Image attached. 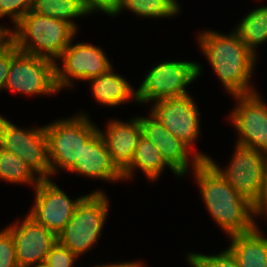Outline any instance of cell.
<instances>
[{
  "label": "cell",
  "mask_w": 267,
  "mask_h": 267,
  "mask_svg": "<svg viewBox=\"0 0 267 267\" xmlns=\"http://www.w3.org/2000/svg\"><path fill=\"white\" fill-rule=\"evenodd\" d=\"M205 154L195 153L193 169L203 200L217 224L230 236L253 231L257 226L253 204L241 196L207 161Z\"/></svg>",
  "instance_id": "cell-1"
},
{
  "label": "cell",
  "mask_w": 267,
  "mask_h": 267,
  "mask_svg": "<svg viewBox=\"0 0 267 267\" xmlns=\"http://www.w3.org/2000/svg\"><path fill=\"white\" fill-rule=\"evenodd\" d=\"M199 38L201 49L230 94L255 93L248 83L256 55L235 31L228 36L207 31Z\"/></svg>",
  "instance_id": "cell-2"
},
{
  "label": "cell",
  "mask_w": 267,
  "mask_h": 267,
  "mask_svg": "<svg viewBox=\"0 0 267 267\" xmlns=\"http://www.w3.org/2000/svg\"><path fill=\"white\" fill-rule=\"evenodd\" d=\"M16 28V31L7 35L19 51L53 61L61 56L76 32L68 22L32 11L20 20Z\"/></svg>",
  "instance_id": "cell-3"
},
{
  "label": "cell",
  "mask_w": 267,
  "mask_h": 267,
  "mask_svg": "<svg viewBox=\"0 0 267 267\" xmlns=\"http://www.w3.org/2000/svg\"><path fill=\"white\" fill-rule=\"evenodd\" d=\"M108 200L103 192L84 196L77 204L71 220L57 235V241L78 256L98 240L108 212Z\"/></svg>",
  "instance_id": "cell-4"
},
{
  "label": "cell",
  "mask_w": 267,
  "mask_h": 267,
  "mask_svg": "<svg viewBox=\"0 0 267 267\" xmlns=\"http://www.w3.org/2000/svg\"><path fill=\"white\" fill-rule=\"evenodd\" d=\"M45 130L48 138L51 175H54L58 169L56 167L68 170L76 160H79L82 147L98 128L87 116L80 115L72 119L56 121L45 126Z\"/></svg>",
  "instance_id": "cell-5"
},
{
  "label": "cell",
  "mask_w": 267,
  "mask_h": 267,
  "mask_svg": "<svg viewBox=\"0 0 267 267\" xmlns=\"http://www.w3.org/2000/svg\"><path fill=\"white\" fill-rule=\"evenodd\" d=\"M56 63L45 57L19 51L12 40V61L6 87L25 94L56 93Z\"/></svg>",
  "instance_id": "cell-6"
},
{
  "label": "cell",
  "mask_w": 267,
  "mask_h": 267,
  "mask_svg": "<svg viewBox=\"0 0 267 267\" xmlns=\"http://www.w3.org/2000/svg\"><path fill=\"white\" fill-rule=\"evenodd\" d=\"M0 148L24 160L39 178L49 179L51 168L45 126L24 131L0 116Z\"/></svg>",
  "instance_id": "cell-7"
},
{
  "label": "cell",
  "mask_w": 267,
  "mask_h": 267,
  "mask_svg": "<svg viewBox=\"0 0 267 267\" xmlns=\"http://www.w3.org/2000/svg\"><path fill=\"white\" fill-rule=\"evenodd\" d=\"M201 67L192 62H164L146 75L137 89L136 101L149 102L188 94L185 87L200 75Z\"/></svg>",
  "instance_id": "cell-8"
},
{
  "label": "cell",
  "mask_w": 267,
  "mask_h": 267,
  "mask_svg": "<svg viewBox=\"0 0 267 267\" xmlns=\"http://www.w3.org/2000/svg\"><path fill=\"white\" fill-rule=\"evenodd\" d=\"M236 145L232 162L225 171L219 169L212 159L207 161L241 196L253 203L258 197L267 169V153Z\"/></svg>",
  "instance_id": "cell-9"
},
{
  "label": "cell",
  "mask_w": 267,
  "mask_h": 267,
  "mask_svg": "<svg viewBox=\"0 0 267 267\" xmlns=\"http://www.w3.org/2000/svg\"><path fill=\"white\" fill-rule=\"evenodd\" d=\"M35 187V205L28 215L58 235L71 220L77 204L84 196L72 201L49 179H41Z\"/></svg>",
  "instance_id": "cell-10"
},
{
  "label": "cell",
  "mask_w": 267,
  "mask_h": 267,
  "mask_svg": "<svg viewBox=\"0 0 267 267\" xmlns=\"http://www.w3.org/2000/svg\"><path fill=\"white\" fill-rule=\"evenodd\" d=\"M59 58L63 60V69L56 65V84L60 90L72 86L70 77L89 80L106 73L111 68L101 48L79 43L71 46V42Z\"/></svg>",
  "instance_id": "cell-11"
},
{
  "label": "cell",
  "mask_w": 267,
  "mask_h": 267,
  "mask_svg": "<svg viewBox=\"0 0 267 267\" xmlns=\"http://www.w3.org/2000/svg\"><path fill=\"white\" fill-rule=\"evenodd\" d=\"M234 97L240 102L231 114L240 133L237 144L267 153V105L256 92Z\"/></svg>",
  "instance_id": "cell-12"
},
{
  "label": "cell",
  "mask_w": 267,
  "mask_h": 267,
  "mask_svg": "<svg viewBox=\"0 0 267 267\" xmlns=\"http://www.w3.org/2000/svg\"><path fill=\"white\" fill-rule=\"evenodd\" d=\"M151 114L188 147L199 134L198 109L189 94L155 101Z\"/></svg>",
  "instance_id": "cell-13"
},
{
  "label": "cell",
  "mask_w": 267,
  "mask_h": 267,
  "mask_svg": "<svg viewBox=\"0 0 267 267\" xmlns=\"http://www.w3.org/2000/svg\"><path fill=\"white\" fill-rule=\"evenodd\" d=\"M12 235L19 267L44 264L46 256L57 242V235L29 215L21 225L6 228Z\"/></svg>",
  "instance_id": "cell-14"
},
{
  "label": "cell",
  "mask_w": 267,
  "mask_h": 267,
  "mask_svg": "<svg viewBox=\"0 0 267 267\" xmlns=\"http://www.w3.org/2000/svg\"><path fill=\"white\" fill-rule=\"evenodd\" d=\"M68 171L109 181L123 179L122 172L111 159L99 129L86 141L79 160H76Z\"/></svg>",
  "instance_id": "cell-15"
},
{
  "label": "cell",
  "mask_w": 267,
  "mask_h": 267,
  "mask_svg": "<svg viewBox=\"0 0 267 267\" xmlns=\"http://www.w3.org/2000/svg\"><path fill=\"white\" fill-rule=\"evenodd\" d=\"M151 116L139 117L142 136L157 147L175 175H184L188 168L189 147L172 135L155 116Z\"/></svg>",
  "instance_id": "cell-16"
},
{
  "label": "cell",
  "mask_w": 267,
  "mask_h": 267,
  "mask_svg": "<svg viewBox=\"0 0 267 267\" xmlns=\"http://www.w3.org/2000/svg\"><path fill=\"white\" fill-rule=\"evenodd\" d=\"M113 163L122 172L132 161L139 138L142 136L139 118L129 123L111 121L106 134L101 131Z\"/></svg>",
  "instance_id": "cell-17"
},
{
  "label": "cell",
  "mask_w": 267,
  "mask_h": 267,
  "mask_svg": "<svg viewBox=\"0 0 267 267\" xmlns=\"http://www.w3.org/2000/svg\"><path fill=\"white\" fill-rule=\"evenodd\" d=\"M256 227L244 234L232 235L229 250L236 257L239 267H267V238Z\"/></svg>",
  "instance_id": "cell-18"
},
{
  "label": "cell",
  "mask_w": 267,
  "mask_h": 267,
  "mask_svg": "<svg viewBox=\"0 0 267 267\" xmlns=\"http://www.w3.org/2000/svg\"><path fill=\"white\" fill-rule=\"evenodd\" d=\"M89 80L92 82L94 97L104 105L116 106L130 98H136V92H133L126 79L113 73L111 68Z\"/></svg>",
  "instance_id": "cell-19"
},
{
  "label": "cell",
  "mask_w": 267,
  "mask_h": 267,
  "mask_svg": "<svg viewBox=\"0 0 267 267\" xmlns=\"http://www.w3.org/2000/svg\"><path fill=\"white\" fill-rule=\"evenodd\" d=\"M170 167L157 147L144 136L139 138L131 163L122 171L123 178L131 176L133 169L140 168L150 180L160 176L164 167Z\"/></svg>",
  "instance_id": "cell-20"
},
{
  "label": "cell",
  "mask_w": 267,
  "mask_h": 267,
  "mask_svg": "<svg viewBox=\"0 0 267 267\" xmlns=\"http://www.w3.org/2000/svg\"><path fill=\"white\" fill-rule=\"evenodd\" d=\"M235 32L255 54L256 46L267 40V6L257 8L247 14Z\"/></svg>",
  "instance_id": "cell-21"
},
{
  "label": "cell",
  "mask_w": 267,
  "mask_h": 267,
  "mask_svg": "<svg viewBox=\"0 0 267 267\" xmlns=\"http://www.w3.org/2000/svg\"><path fill=\"white\" fill-rule=\"evenodd\" d=\"M31 11L68 22L75 29H77V26L69 19L86 14L80 0H34Z\"/></svg>",
  "instance_id": "cell-22"
},
{
  "label": "cell",
  "mask_w": 267,
  "mask_h": 267,
  "mask_svg": "<svg viewBox=\"0 0 267 267\" xmlns=\"http://www.w3.org/2000/svg\"><path fill=\"white\" fill-rule=\"evenodd\" d=\"M34 171L14 153L0 148V179L15 183H31L37 186L41 178L33 175Z\"/></svg>",
  "instance_id": "cell-23"
},
{
  "label": "cell",
  "mask_w": 267,
  "mask_h": 267,
  "mask_svg": "<svg viewBox=\"0 0 267 267\" xmlns=\"http://www.w3.org/2000/svg\"><path fill=\"white\" fill-rule=\"evenodd\" d=\"M130 9L144 17H170L179 11V5L173 0H123L122 8Z\"/></svg>",
  "instance_id": "cell-24"
},
{
  "label": "cell",
  "mask_w": 267,
  "mask_h": 267,
  "mask_svg": "<svg viewBox=\"0 0 267 267\" xmlns=\"http://www.w3.org/2000/svg\"><path fill=\"white\" fill-rule=\"evenodd\" d=\"M188 261L192 267H239L236 257L229 249L213 256L191 253Z\"/></svg>",
  "instance_id": "cell-25"
},
{
  "label": "cell",
  "mask_w": 267,
  "mask_h": 267,
  "mask_svg": "<svg viewBox=\"0 0 267 267\" xmlns=\"http://www.w3.org/2000/svg\"><path fill=\"white\" fill-rule=\"evenodd\" d=\"M34 0H0V18L11 15L17 25L32 10Z\"/></svg>",
  "instance_id": "cell-26"
},
{
  "label": "cell",
  "mask_w": 267,
  "mask_h": 267,
  "mask_svg": "<svg viewBox=\"0 0 267 267\" xmlns=\"http://www.w3.org/2000/svg\"><path fill=\"white\" fill-rule=\"evenodd\" d=\"M77 256L57 241L46 256L44 264L47 267H72Z\"/></svg>",
  "instance_id": "cell-27"
},
{
  "label": "cell",
  "mask_w": 267,
  "mask_h": 267,
  "mask_svg": "<svg viewBox=\"0 0 267 267\" xmlns=\"http://www.w3.org/2000/svg\"><path fill=\"white\" fill-rule=\"evenodd\" d=\"M0 267H19L14 240L7 229L0 232Z\"/></svg>",
  "instance_id": "cell-28"
},
{
  "label": "cell",
  "mask_w": 267,
  "mask_h": 267,
  "mask_svg": "<svg viewBox=\"0 0 267 267\" xmlns=\"http://www.w3.org/2000/svg\"><path fill=\"white\" fill-rule=\"evenodd\" d=\"M12 61V39L5 34L0 38V89L6 87Z\"/></svg>",
  "instance_id": "cell-29"
},
{
  "label": "cell",
  "mask_w": 267,
  "mask_h": 267,
  "mask_svg": "<svg viewBox=\"0 0 267 267\" xmlns=\"http://www.w3.org/2000/svg\"><path fill=\"white\" fill-rule=\"evenodd\" d=\"M86 14L101 10L108 15H115L120 12L123 0H80Z\"/></svg>",
  "instance_id": "cell-30"
},
{
  "label": "cell",
  "mask_w": 267,
  "mask_h": 267,
  "mask_svg": "<svg viewBox=\"0 0 267 267\" xmlns=\"http://www.w3.org/2000/svg\"><path fill=\"white\" fill-rule=\"evenodd\" d=\"M252 204L254 214H260L263 213V211H265V213L267 214V169L263 176V181L258 197Z\"/></svg>",
  "instance_id": "cell-31"
},
{
  "label": "cell",
  "mask_w": 267,
  "mask_h": 267,
  "mask_svg": "<svg viewBox=\"0 0 267 267\" xmlns=\"http://www.w3.org/2000/svg\"><path fill=\"white\" fill-rule=\"evenodd\" d=\"M136 262H126V263H120V264H107V265H102L98 267H132ZM97 267V266H96Z\"/></svg>",
  "instance_id": "cell-32"
},
{
  "label": "cell",
  "mask_w": 267,
  "mask_h": 267,
  "mask_svg": "<svg viewBox=\"0 0 267 267\" xmlns=\"http://www.w3.org/2000/svg\"><path fill=\"white\" fill-rule=\"evenodd\" d=\"M9 32H11V30L0 26V38L3 37L5 34H8Z\"/></svg>",
  "instance_id": "cell-33"
},
{
  "label": "cell",
  "mask_w": 267,
  "mask_h": 267,
  "mask_svg": "<svg viewBox=\"0 0 267 267\" xmlns=\"http://www.w3.org/2000/svg\"><path fill=\"white\" fill-rule=\"evenodd\" d=\"M132 267H143V266H141V264L136 262Z\"/></svg>",
  "instance_id": "cell-34"
},
{
  "label": "cell",
  "mask_w": 267,
  "mask_h": 267,
  "mask_svg": "<svg viewBox=\"0 0 267 267\" xmlns=\"http://www.w3.org/2000/svg\"><path fill=\"white\" fill-rule=\"evenodd\" d=\"M34 267H47L45 264H40V265H37V266H34Z\"/></svg>",
  "instance_id": "cell-35"
}]
</instances>
